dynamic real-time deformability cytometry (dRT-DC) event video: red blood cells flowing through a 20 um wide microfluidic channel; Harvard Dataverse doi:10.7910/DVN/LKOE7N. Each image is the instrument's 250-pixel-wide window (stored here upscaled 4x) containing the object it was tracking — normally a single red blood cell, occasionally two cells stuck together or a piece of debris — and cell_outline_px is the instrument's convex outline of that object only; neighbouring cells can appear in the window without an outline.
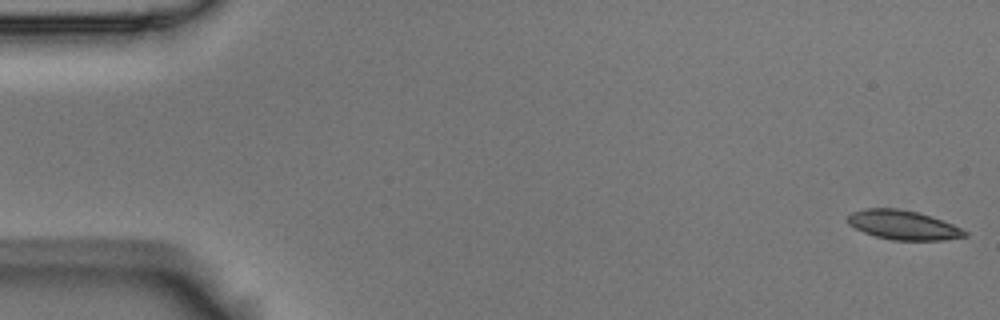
{"species": "Egyptian fruit bat (a non-hibernating species)", "species_latin": "Rousettus aegyptiacus", "temperature_condition": "room temperature", "stored_images_in_passage": 4, "camera_frame_rate_fps": 3000, "um_per_image_px": 0.085, "animal": {"sex": "male"}, "frame": {"image": 1, "passage_image": 1, "time_ms": 0.0, "image_size_px": [1000, 320], "cell_outline_px": [[968, 236], [944, 240], [892, 240], [876, 236], [864, 232], [848, 224], [844, 216], [852, 212], [864, 208], [896, 208], [916, 212], [952, 224], [968, 232]], "centroid_in_image_um": [76.72, 19.12], "position_along_channel_um": 8.3, "area_um2": 19.88}}